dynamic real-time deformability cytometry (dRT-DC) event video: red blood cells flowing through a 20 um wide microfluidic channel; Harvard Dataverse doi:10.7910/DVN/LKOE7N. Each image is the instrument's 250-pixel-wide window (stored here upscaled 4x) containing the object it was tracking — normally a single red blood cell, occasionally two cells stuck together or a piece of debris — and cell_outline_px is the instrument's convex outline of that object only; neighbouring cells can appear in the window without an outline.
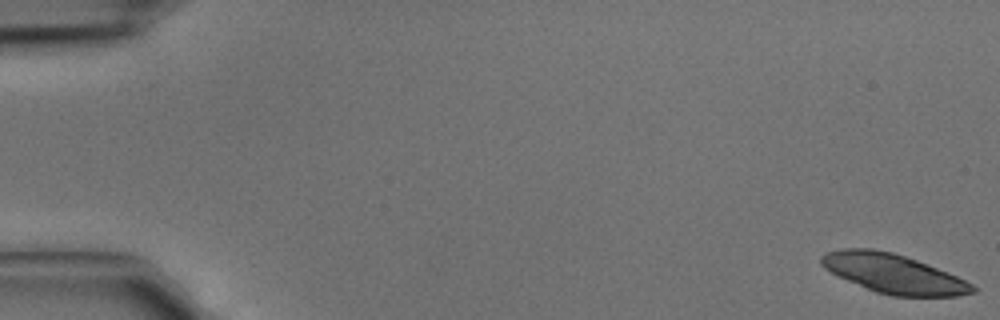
{"species": "common noctule bat (a hibernating species)", "species_latin": "Nyctalus noctula", "temperature_condition": "cold", "stored_images_in_passage": 4, "camera_frame_rate_fps": 3000, "um_per_image_px": 0.085, "animal": {"sex": "male", "body_mass_g": 15.6}, "frame": {"image": 1, "passage_image": 1, "time_ms": 0.0, "image_size_px": [1000, 320], "cell_outline_px": [[976, 292], [956, 296], [892, 296], [876, 292], [848, 280], [824, 268], [820, 264], [820, 256], [824, 252], [844, 248], [872, 248], [892, 252], [916, 260], [948, 272], [972, 284], [976, 288]], "centroid_in_image_um": [75.92, 23.25], "position_along_channel_um": 9.1, "area_um2": 34.28}}